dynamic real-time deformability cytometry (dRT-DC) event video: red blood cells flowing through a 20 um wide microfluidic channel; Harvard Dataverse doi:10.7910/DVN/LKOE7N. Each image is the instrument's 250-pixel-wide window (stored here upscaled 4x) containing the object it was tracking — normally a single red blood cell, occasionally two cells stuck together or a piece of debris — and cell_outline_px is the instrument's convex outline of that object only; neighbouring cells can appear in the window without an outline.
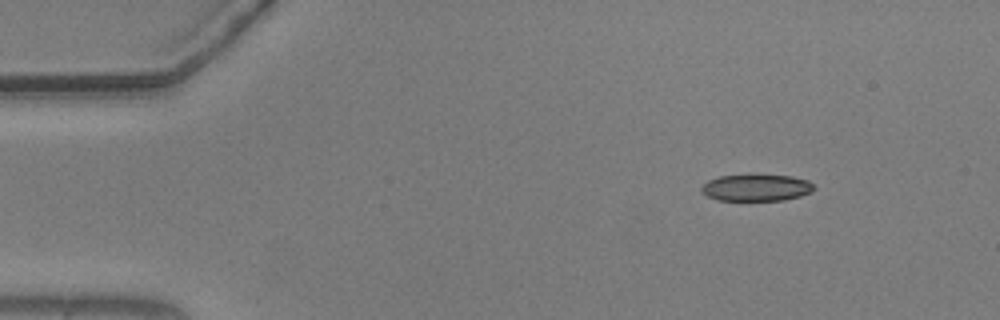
{"species": "common noctule bat (a hibernating species)", "species_latin": "Nyctalus noctula", "temperature_condition": "warm", "stored_images_in_passage": 49, "camera_frame_rate_fps": 3000, "um_per_image_px": 0.085, "animal": {"sex": "male", "body_mass_g": 20.5, "forearm_length_mm": 52.5}, "frame": {"image": 1, "passage_image": 1, "time_ms": 0.0, "image_size_px": [1000, 320], "cell_outline_px": [[816, 188], [812, 192], [800, 196], [784, 200], [716, 200], [700, 192], [700, 188], [708, 180], [720, 176], [792, 176], [808, 180]], "centroid_in_image_um": [64.29, 15.97], "position_along_channel_um": 20.7, "area_um2": 17.28}}
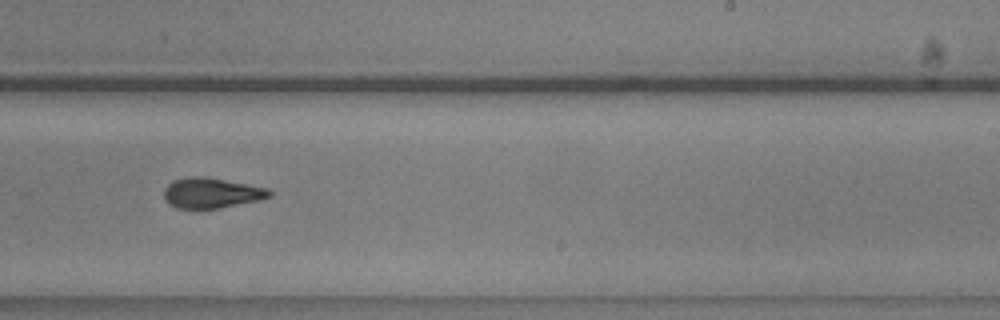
{"frame": {"image": 2, "passage_image": 28, "time_ms": 9.0, "image_size_px": [1000, 320], "cell_outline_px": [[272, 196], [260, 200], [220, 208], [176, 208], [168, 204], [164, 200], [164, 188], [172, 180], [192, 176], [204, 176], [248, 184], [268, 188], [272, 192]], "centroid_in_image_um": [17.96, 16.4], "position_along_channel_um": 271.0, "area_um2": 18.79}}
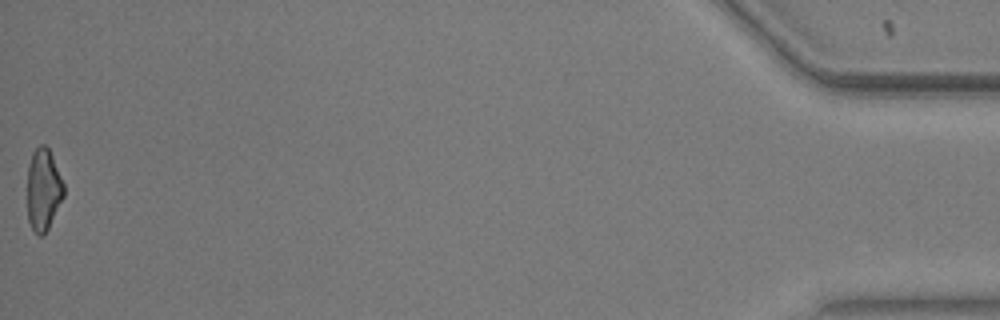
{"frame": {"image": 3, "passage_image": 49, "time_ms": 16.0, "image_size_px": [1000, 320], "cell_outline_px": [[64, 196], [44, 236], [40, 236], [32, 228], [28, 220], [28, 164], [32, 152], [40, 144], [44, 144], [48, 148], [52, 156], [64, 184]], "centroid_in_image_um": [3.68, 16.11], "position_along_channel_um": 431.5, "area_um2": 17.28}, "authors_computed_cell_mechanics": {"area_um2": 19.074, "velocity_mm_per_s": 3.7033, "shape_relaxation_time_tau1_ms": 9.8375, "shape_relaxation_time_tau2_ms": 2.345, "deformation_change_tau1": 0.257, "deformation_change_tau2": 0.1029}}